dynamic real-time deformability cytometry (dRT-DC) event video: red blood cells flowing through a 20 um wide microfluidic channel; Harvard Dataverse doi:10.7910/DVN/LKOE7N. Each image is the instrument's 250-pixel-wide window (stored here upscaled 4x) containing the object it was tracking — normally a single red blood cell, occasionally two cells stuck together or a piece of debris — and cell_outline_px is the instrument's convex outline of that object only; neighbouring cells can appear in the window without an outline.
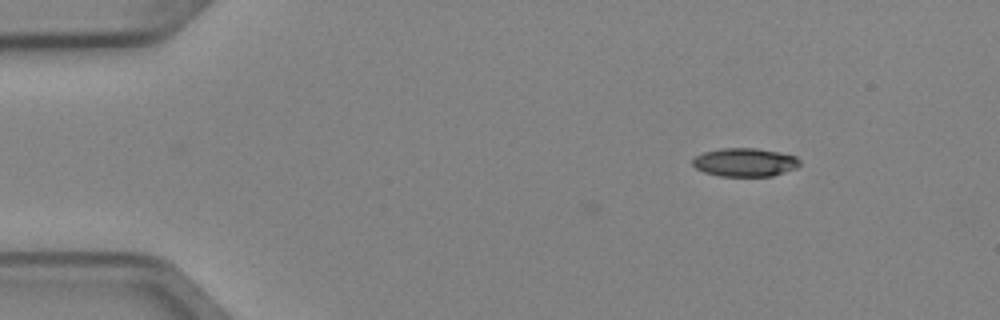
{"species": "Egyptian fruit bat (a non-hibernating species)", "species_latin": "Rousettus aegyptiacus", "temperature_condition": "cold", "stored_images_in_passage": 2, "camera_frame_rate_fps": 3000, "um_per_image_px": 0.085, "animal": {"sex": "female"}, "frame": {"image": 1, "passage_image": 2, "time_ms": 0.333, "image_size_px": [1000, 320], "cell_outline_px": [[800, 164], [796, 168], [772, 176], [720, 176], [704, 172], [696, 168], [692, 164], [692, 160], [696, 156], [704, 152], [720, 148], [756, 148], [780, 152], [796, 156], [800, 160]], "centroid_in_image_um": [63.32, 13.79], "position_along_channel_um": 21.7, "area_um2": 17.8}}